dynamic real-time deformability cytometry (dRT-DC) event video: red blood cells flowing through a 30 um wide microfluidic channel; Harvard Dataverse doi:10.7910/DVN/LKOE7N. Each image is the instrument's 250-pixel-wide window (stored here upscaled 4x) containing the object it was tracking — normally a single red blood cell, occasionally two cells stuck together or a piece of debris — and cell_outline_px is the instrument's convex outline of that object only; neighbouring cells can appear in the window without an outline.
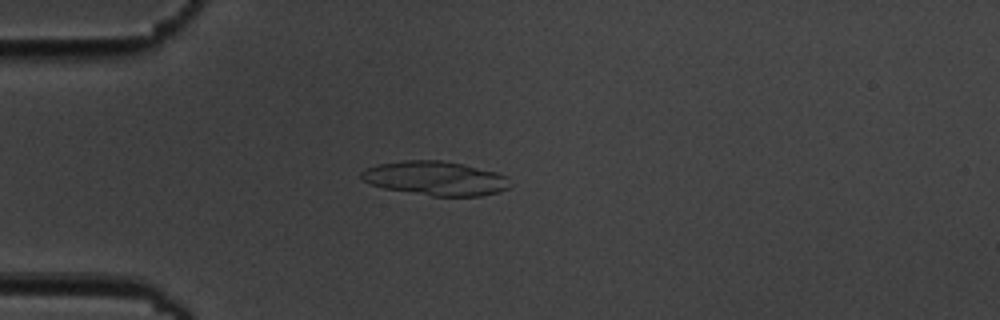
{"species": "common noctule bat (a hibernating species)", "species_latin": "Nyctalus noctula", "temperature_condition": "cold", "stored_images_in_passage": 9, "camera_frame_rate_fps": 3000, "um_per_image_px": 0.085, "animal": {"sex": "male", "body_mass_g": 19.5, "forearm_length_mm": 54.6}, "frame": {"image": 1, "passage_image": 2, "time_ms": 1.333, "image_size_px": [1000, 320], "cell_outline_px": [[512, 184], [508, 188], [500, 192], [480, 196], [432, 196], [384, 188], [372, 184], [364, 180], [360, 176], [360, 172], [364, 168], [376, 164], [404, 160], [440, 160], [464, 164], [496, 172], [508, 176]], "centroid_in_image_um": [37.04, 15.15], "position_along_channel_um": 48.0, "area_um2": 29.82}}